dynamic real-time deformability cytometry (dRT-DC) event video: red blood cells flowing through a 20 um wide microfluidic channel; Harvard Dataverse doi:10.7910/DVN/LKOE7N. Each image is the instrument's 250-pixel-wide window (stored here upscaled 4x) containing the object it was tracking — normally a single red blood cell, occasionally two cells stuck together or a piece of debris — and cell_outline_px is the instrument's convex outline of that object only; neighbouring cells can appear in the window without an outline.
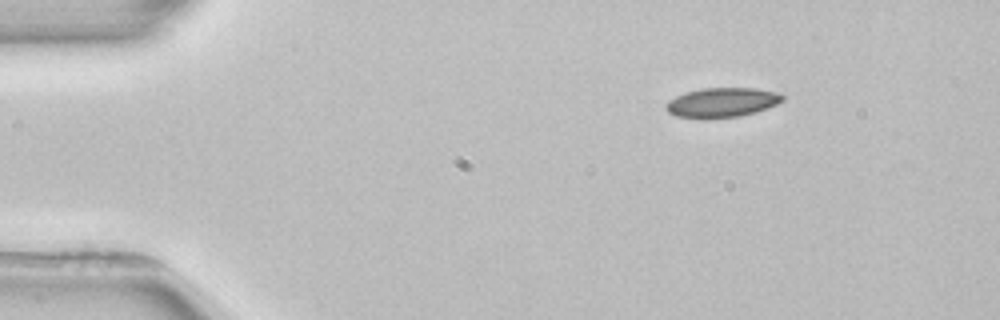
{"species": "common noctule bat (a hibernating species)", "species_latin": "Nyctalus noctula", "temperature_condition": "room temperature", "stored_images_in_passage": 3, "camera_frame_rate_fps": 3000, "um_per_image_px": 0.085, "animal": {"sex": "female", "body_mass_g": 22.7, "forearm_length_mm": 54.2}, "frame": {"image": 1, "passage_image": 1, "time_ms": 0.0, "image_size_px": [1000, 320], "cell_outline_px": [[784, 100], [776, 104], [740, 116], [704, 120], [700, 120], [676, 116], [668, 112], [664, 108], [664, 104], [668, 100], [684, 92], [700, 88], [756, 88], [776, 92], [784, 96]], "centroid_in_image_um": [61.27, 8.72], "position_along_channel_um": 23.7, "area_um2": 20.4}}
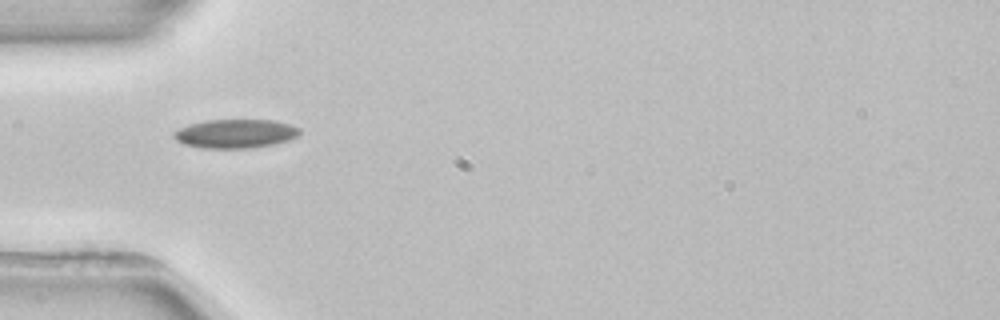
{"frame": {"image": 2, "passage_image": 3, "time_ms": 3.0, "image_size_px": [1000, 320], "cell_outline_px": [[300, 132], [296, 136], [288, 140], [272, 144], [252, 148], [204, 148], [184, 144], [176, 140], [172, 136], [172, 132], [188, 124], [208, 120], [272, 120], [288, 124], [300, 128]], "centroid_in_image_um": [19.97, 11.36], "position_along_channel_um": 65.0, "area_um2": 21.04}}